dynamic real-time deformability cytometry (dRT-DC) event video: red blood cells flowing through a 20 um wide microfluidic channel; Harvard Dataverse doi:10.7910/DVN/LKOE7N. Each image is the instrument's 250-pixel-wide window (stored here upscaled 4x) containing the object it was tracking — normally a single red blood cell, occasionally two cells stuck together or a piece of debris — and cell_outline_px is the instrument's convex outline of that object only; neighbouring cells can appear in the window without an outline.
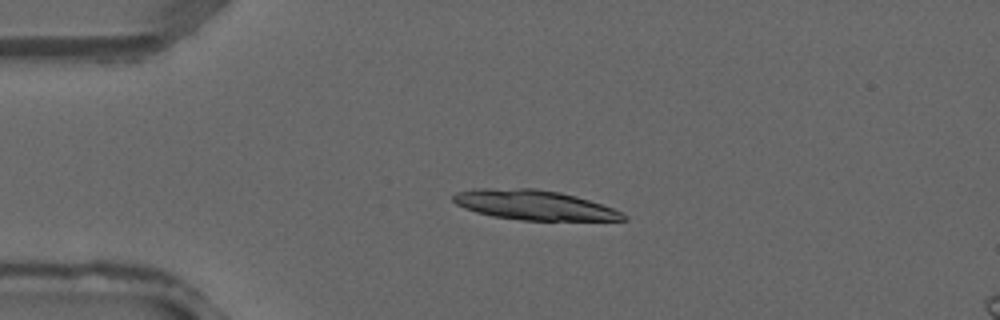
{"species": "common noctule bat (a hibernating species)", "species_latin": "Nyctalus noctula", "temperature_condition": "warm", "stored_images_in_passage": 2, "camera_frame_rate_fps": 3000, "um_per_image_px": 0.085, "animal": {"sex": "male", "forearm_length_mm": 52.5}, "frame": {"image": 1, "passage_image": 2, "time_ms": 0.333, "image_size_px": [1000, 320], "cell_outline_px": [[628, 220], [520, 220], [492, 216], [476, 212], [464, 208], [456, 204], [452, 200], [452, 196], [456, 192], [472, 188], [536, 188], [560, 192], [576, 196], [612, 208], [628, 216]], "centroid_in_image_um": [45.34, 17.42], "position_along_channel_um": 39.7, "area_um2": 29.54}}